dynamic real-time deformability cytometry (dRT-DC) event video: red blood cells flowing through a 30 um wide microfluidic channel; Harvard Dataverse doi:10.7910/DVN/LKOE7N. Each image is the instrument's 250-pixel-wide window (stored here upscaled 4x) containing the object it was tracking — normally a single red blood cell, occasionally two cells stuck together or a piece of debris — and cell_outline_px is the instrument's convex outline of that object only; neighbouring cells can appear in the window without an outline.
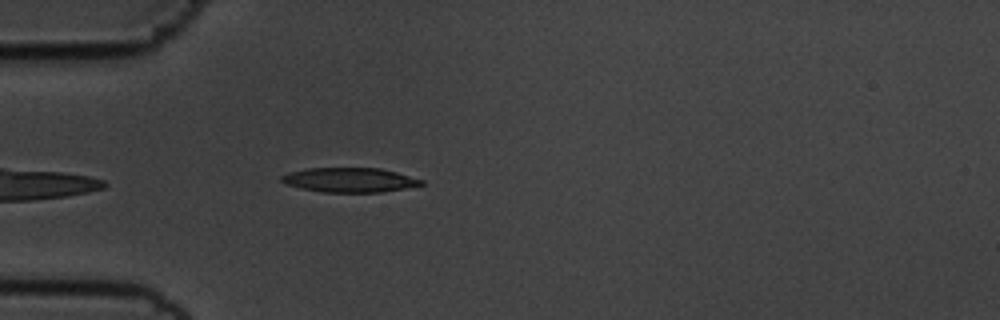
{"species": "common noctule bat (a hibernating species)", "species_latin": "Nyctalus noctula", "temperature_condition": "cold", "stored_images_in_passage": 27, "camera_frame_rate_fps": 3000, "um_per_image_px": 0.085, "animal": {"sex": "male", "body_mass_g": 19.5, "forearm_length_mm": 54.6}, "frame": {"image": 1, "passage_image": 2, "time_ms": 0.333, "image_size_px": [1000, 320], "cell_outline_px": [[424, 184], [404, 188], [380, 192], [324, 192], [284, 184], [280, 180], [280, 176], [288, 172], [308, 168], [380, 168], [396, 172], [424, 180]], "centroid_in_image_um": [29.69, 15.29], "position_along_channel_um": 55.3, "area_um2": 19.83}}